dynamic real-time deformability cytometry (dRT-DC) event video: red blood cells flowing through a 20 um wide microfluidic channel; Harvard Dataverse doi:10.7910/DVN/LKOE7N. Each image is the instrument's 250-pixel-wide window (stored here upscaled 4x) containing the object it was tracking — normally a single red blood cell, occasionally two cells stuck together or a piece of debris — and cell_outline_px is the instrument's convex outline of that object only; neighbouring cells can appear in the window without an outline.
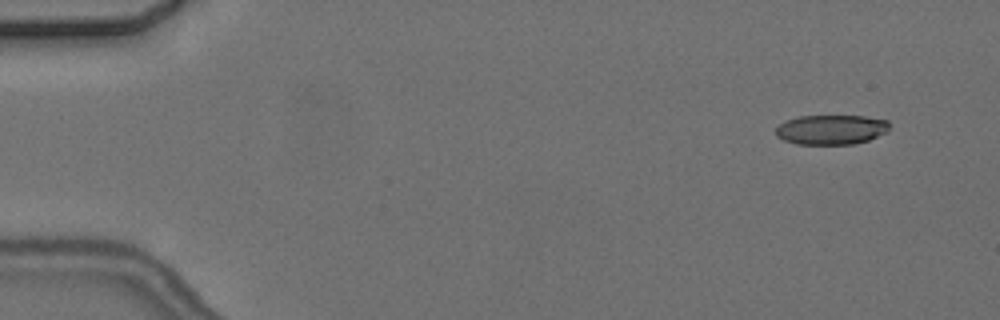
{"species": "common noctule bat (a hibernating species)", "species_latin": "Nyctalus noctula", "temperature_condition": "cold", "stored_images_in_passage": 5, "camera_frame_rate_fps": 3000, "um_per_image_px": 0.085, "animal": {"sex": "female", "body_mass_g": 24.6, "forearm_length_mm": 56.2}, "frame": {"image": 1, "passage_image": 2, "time_ms": 1.0, "image_size_px": [1000, 320], "cell_outline_px": [[888, 132], [868, 140], [852, 144], [796, 144], [784, 140], [776, 136], [776, 128], [780, 124], [788, 120], [800, 116], [864, 116], [888, 120]], "centroid_in_image_um": [70.66, 11.02], "position_along_channel_um": 14.3, "area_um2": 19.59}}